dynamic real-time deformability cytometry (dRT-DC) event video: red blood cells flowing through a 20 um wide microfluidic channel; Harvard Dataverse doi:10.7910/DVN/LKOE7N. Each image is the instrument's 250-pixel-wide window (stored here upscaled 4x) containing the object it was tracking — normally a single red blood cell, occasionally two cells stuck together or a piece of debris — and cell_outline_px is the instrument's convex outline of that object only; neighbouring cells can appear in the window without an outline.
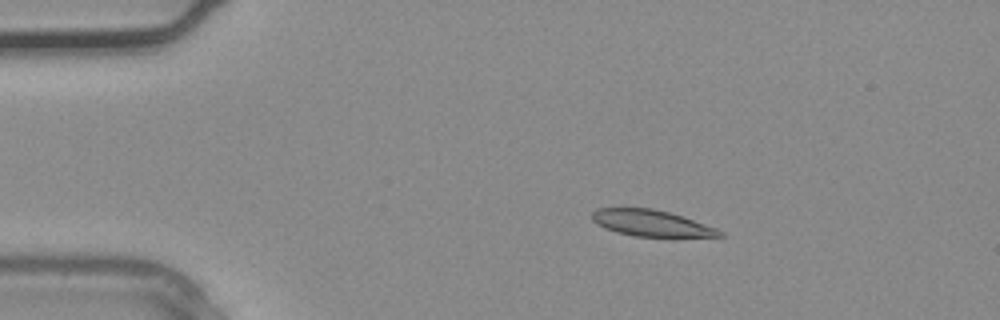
{"species": "common noctule bat (a hibernating species)", "species_latin": "Nyctalus noctula", "temperature_condition": "warm", "stored_images_in_passage": 35, "camera_frame_rate_fps": 3000, "um_per_image_px": 0.085, "animal": {"sex": "male", "body_mass_g": 20.4}, "frame": {"image": 1, "passage_image": 6, "time_ms": 1.667, "image_size_px": [1000, 320], "cell_outline_px": [[724, 236], [672, 240], [632, 236], [616, 232], [604, 228], [596, 224], [592, 220], [592, 212], [596, 208], [652, 208], [684, 216], [716, 228], [724, 232]], "centroid_in_image_um": [55.46, 19.03], "position_along_channel_um": 29.5, "area_um2": 20.81}}
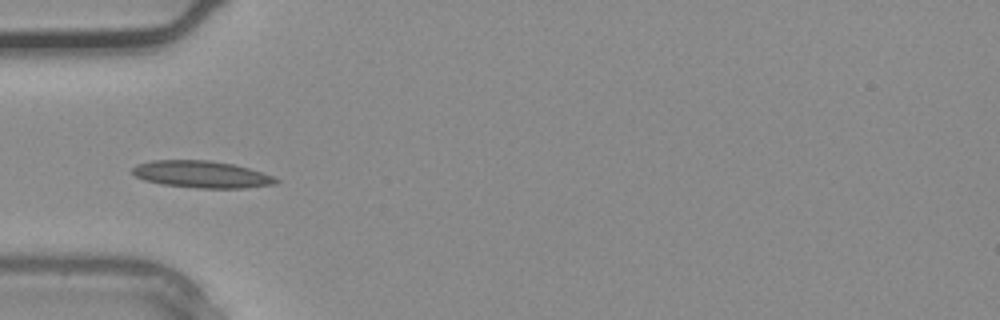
{"frame": {"image": 2, "passage_image": 11, "time_ms": 3.333, "image_size_px": [1000, 320], "cell_outline_px": [[280, 180], [276, 184], [244, 188], [196, 188], [164, 184], [144, 180], [136, 176], [132, 172], [132, 168], [136, 164], [152, 160], [208, 160], [232, 164], [248, 168], [272, 176]], "centroid_in_image_um": [17.12, 14.82], "position_along_channel_um": 67.9, "area_um2": 22.43}}
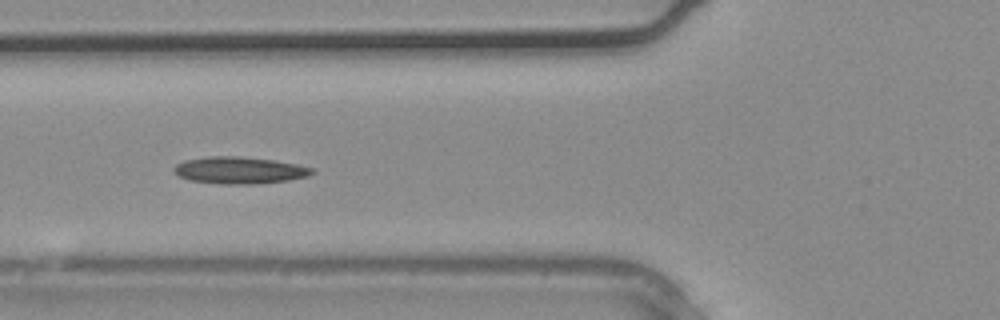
{"frame": {"image": 3, "passage_image": 13, "time_ms": 4.0, "image_size_px": [1000, 320], "cell_outline_px": [[316, 172], [308, 176], [288, 180], [260, 184], [220, 184], [188, 180], [180, 176], [172, 168], [176, 164], [184, 160], [208, 156], [240, 156], [272, 160], [296, 164], [316, 168]], "centroid_in_image_um": [20.38, 14.47], "position_along_channel_um": 105.4, "area_um2": 21.85}}